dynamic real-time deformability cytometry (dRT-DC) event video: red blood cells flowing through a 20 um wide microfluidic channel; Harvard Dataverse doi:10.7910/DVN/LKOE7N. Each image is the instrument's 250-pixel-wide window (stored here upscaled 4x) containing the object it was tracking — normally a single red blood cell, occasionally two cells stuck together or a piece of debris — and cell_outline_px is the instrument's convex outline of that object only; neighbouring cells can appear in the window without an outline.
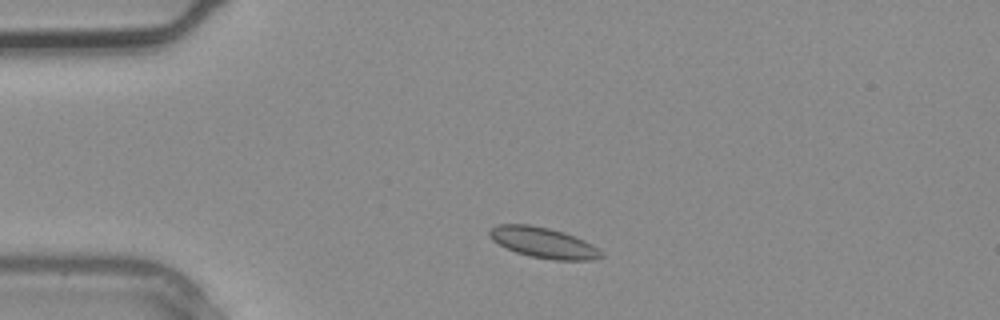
{"species": "common noctule bat (a hibernating species)", "species_latin": "Nyctalus noctula", "temperature_condition": "warm", "stored_images_in_passage": 2, "camera_frame_rate_fps": 3000, "um_per_image_px": 0.085, "animal": {"sex": "male", "body_mass_g": 20.4}, "frame": {"image": 1, "passage_image": 1, "time_ms": 0.0, "image_size_px": [1000, 320], "cell_outline_px": [[604, 256], [592, 260], [556, 260], [532, 256], [516, 252], [492, 240], [488, 236], [488, 232], [496, 224], [528, 224], [548, 228], [564, 232], [584, 240], [592, 244], [604, 252]], "centroid_in_image_um": [46.21, 20.62], "position_along_channel_um": 38.8, "area_um2": 19.83}}